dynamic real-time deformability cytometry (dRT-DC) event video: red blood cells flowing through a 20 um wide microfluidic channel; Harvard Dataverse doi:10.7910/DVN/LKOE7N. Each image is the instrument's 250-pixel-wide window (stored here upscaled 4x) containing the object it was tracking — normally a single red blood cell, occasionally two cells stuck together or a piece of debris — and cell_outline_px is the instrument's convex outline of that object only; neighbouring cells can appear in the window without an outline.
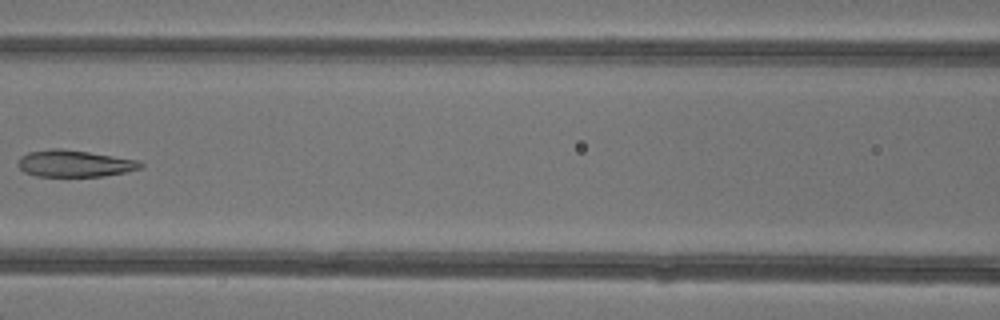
{"species": "common noctule bat (a hibernating species)", "species_latin": "Nyctalus noctula", "temperature_condition": "warm", "stored_images_in_passage": 4, "camera_frame_rate_fps": 3000, "um_per_image_px": 0.085, "animal": {"sex": "female"}, "frame": {"image": 1, "passage_image": 4, "time_ms": 3.667, "image_size_px": [1000, 320], "cell_outline_px": [[144, 168], [104, 176], [36, 176], [24, 172], [16, 164], [20, 156], [28, 152], [52, 148], [60, 148], [88, 152], [140, 160], [144, 164]], "centroid_in_image_um": [6.34, 13.89], "position_along_channel_um": 160.3, "area_um2": 19.25}}